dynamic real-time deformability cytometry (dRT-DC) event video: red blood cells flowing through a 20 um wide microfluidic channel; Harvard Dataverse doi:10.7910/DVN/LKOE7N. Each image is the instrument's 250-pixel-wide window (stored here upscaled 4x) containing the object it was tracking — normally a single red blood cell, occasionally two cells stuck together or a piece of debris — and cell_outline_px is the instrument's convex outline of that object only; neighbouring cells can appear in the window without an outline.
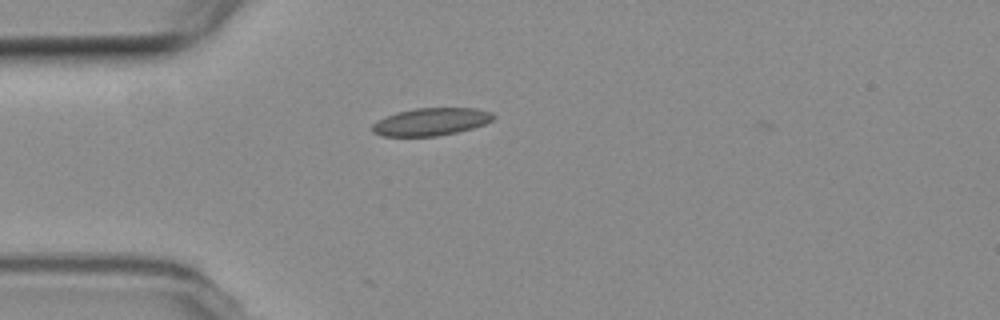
{"species": "common noctule bat (a hibernating species)", "species_latin": "Nyctalus noctula", "temperature_condition": "room temperature", "stored_images_in_passage": 3, "camera_frame_rate_fps": 3000, "um_per_image_px": 0.085, "animal": {"sex": "female", "body_mass_g": 19.3, "forearm_length_mm": 54.1}, "frame": {"image": 1, "passage_image": 1, "time_ms": 0.0, "image_size_px": [1000, 320], "cell_outline_px": [[496, 116], [492, 120], [484, 124], [472, 128], [456, 132], [436, 136], [384, 136], [372, 132], [372, 124], [376, 120], [396, 112], [416, 108], [476, 108], [492, 112]], "centroid_in_image_um": [36.62, 10.34], "position_along_channel_um": 48.4, "area_um2": 19.48}}